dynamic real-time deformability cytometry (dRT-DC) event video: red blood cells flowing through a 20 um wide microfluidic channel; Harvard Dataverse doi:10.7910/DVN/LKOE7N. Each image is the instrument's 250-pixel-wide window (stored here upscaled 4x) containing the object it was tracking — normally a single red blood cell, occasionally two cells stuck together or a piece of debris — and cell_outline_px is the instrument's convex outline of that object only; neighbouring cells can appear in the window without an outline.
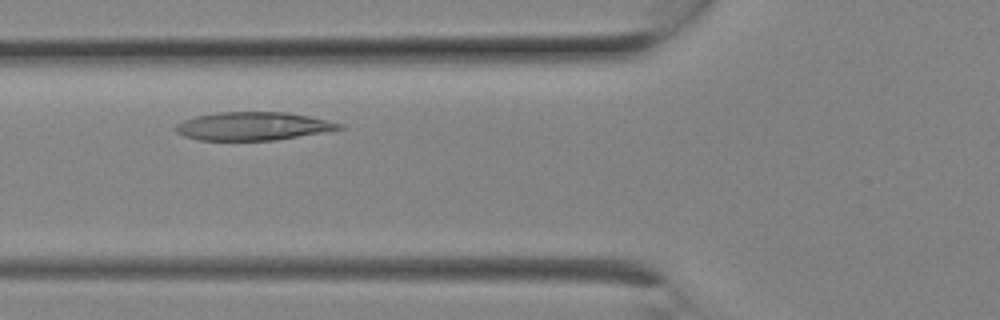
{"species": "Egyptian fruit bat (a non-hibernating species)", "species_latin": "Rousettus aegyptiacus", "temperature_condition": "room temperature", "stored_images_in_passage": 4, "camera_frame_rate_fps": 3000, "um_per_image_px": 0.085, "animal": {"sex": "female"}, "frame": {"image": 1, "passage_image": 3, "time_ms": 0.667, "image_size_px": [1000, 320], "cell_outline_px": [[344, 128], [276, 140], [200, 140], [184, 136], [176, 132], [176, 124], [184, 120], [196, 116], [216, 112], [284, 112], [308, 116], [344, 124]], "centroid_in_image_um": [21.48, 10.72], "position_along_channel_um": 104.3, "area_um2": 26.65}}